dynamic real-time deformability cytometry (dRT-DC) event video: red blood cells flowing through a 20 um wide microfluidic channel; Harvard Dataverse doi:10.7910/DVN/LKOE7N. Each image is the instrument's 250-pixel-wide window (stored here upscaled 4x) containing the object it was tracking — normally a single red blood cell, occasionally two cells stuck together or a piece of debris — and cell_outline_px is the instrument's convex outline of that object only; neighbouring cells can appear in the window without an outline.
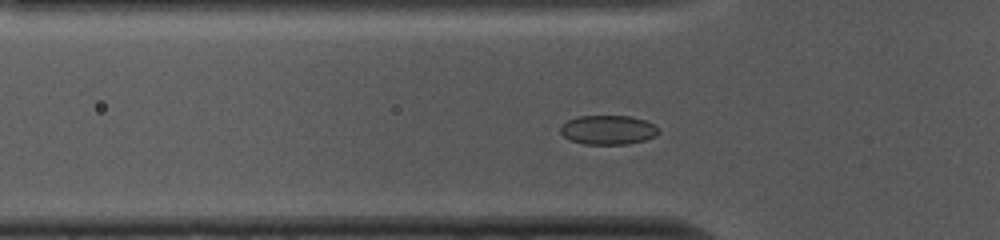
{"species": "common noctule bat (a hibernating species)", "species_latin": "Nyctalus noctula", "temperature_condition": "cold", "stored_images_in_passage": 52, "segment_of_instrument_passage": [1, 2], "camera_frame_rate_fps": 3000, "um_per_image_px": 0.085, "animal": {"sex": "female", "body_mass_g": 10.0, "forearm_length_mm": 53.1}, "frame": {"image": 1, "passage_image": 14, "time_ms": 4.333, "image_size_px": [1000, 240], "cell_outline_px": [[660, 132], [656, 136], [644, 140], [628, 144], [584, 144], [572, 140], [564, 136], [560, 132], [560, 128], [568, 120], [580, 116], [632, 116], [644, 120], [652, 124]], "centroid_in_image_um": [51.7, 11.04], "position_along_channel_um": 74.1, "area_um2": 16.53}}
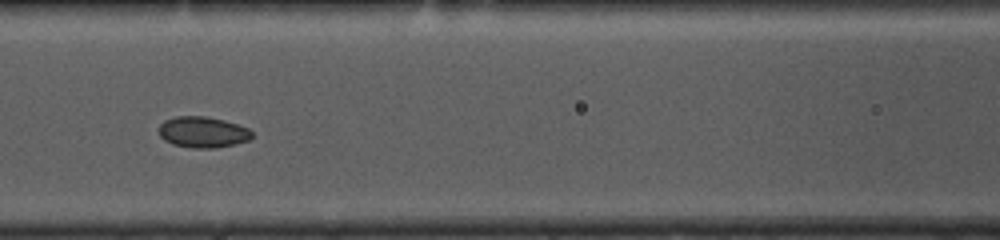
{"frame": {"image": 2, "passage_image": 20, "time_ms": 6.333, "image_size_px": [1000, 240], "cell_outline_px": [[252, 136], [248, 140], [216, 148], [192, 148], [172, 144], [164, 140], [160, 136], [160, 124], [164, 120], [176, 116], [204, 116], [224, 120], [248, 128], [252, 132]], "centroid_in_image_um": [17.21, 11.23], "position_along_channel_um": 149.4, "area_um2": 16.7}}
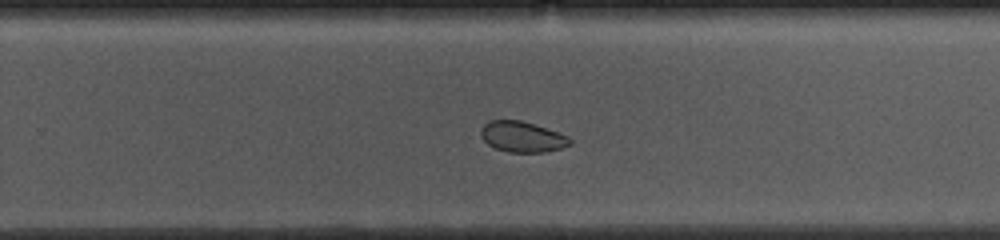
{"frame": {"image": 3, "passage_image": 31, "time_ms": 10.0, "image_size_px": [1000, 240], "cell_outline_px": [[572, 144], [560, 148], [544, 152], [508, 152], [496, 148], [488, 144], [480, 136], [480, 128], [488, 120], [520, 120], [568, 136], [572, 140]], "centroid_in_image_um": [44.35, 11.63], "position_along_channel_um": 285.5, "area_um2": 15.78}}